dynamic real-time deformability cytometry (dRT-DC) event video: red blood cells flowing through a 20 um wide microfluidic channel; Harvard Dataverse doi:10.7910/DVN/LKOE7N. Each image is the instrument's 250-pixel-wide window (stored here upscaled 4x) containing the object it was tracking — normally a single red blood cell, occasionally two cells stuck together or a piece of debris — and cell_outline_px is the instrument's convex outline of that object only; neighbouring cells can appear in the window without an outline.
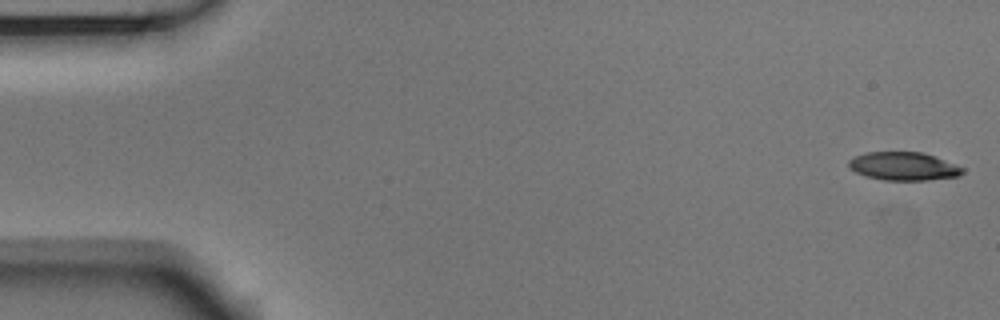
{"species": "Egyptian fruit bat (a non-hibernating species)", "species_latin": "Rousettus aegyptiacus", "temperature_condition": "room temperature", "stored_images_in_passage": 1, "camera_frame_rate_fps": 3000, "um_per_image_px": 0.085, "animal": {"sex": "male"}, "frame": {"image": 1, "passage_image": 1, "time_ms": 0.0, "image_size_px": [1000, 320], "cell_outline_px": [[964, 172], [960, 176], [924, 180], [884, 180], [868, 176], [856, 172], [848, 164], [848, 160], [864, 152], [924, 152], [956, 164], [964, 168]], "centroid_in_image_um": [76.84, 14.12], "position_along_channel_um": 8.2, "area_um2": 18.67}}